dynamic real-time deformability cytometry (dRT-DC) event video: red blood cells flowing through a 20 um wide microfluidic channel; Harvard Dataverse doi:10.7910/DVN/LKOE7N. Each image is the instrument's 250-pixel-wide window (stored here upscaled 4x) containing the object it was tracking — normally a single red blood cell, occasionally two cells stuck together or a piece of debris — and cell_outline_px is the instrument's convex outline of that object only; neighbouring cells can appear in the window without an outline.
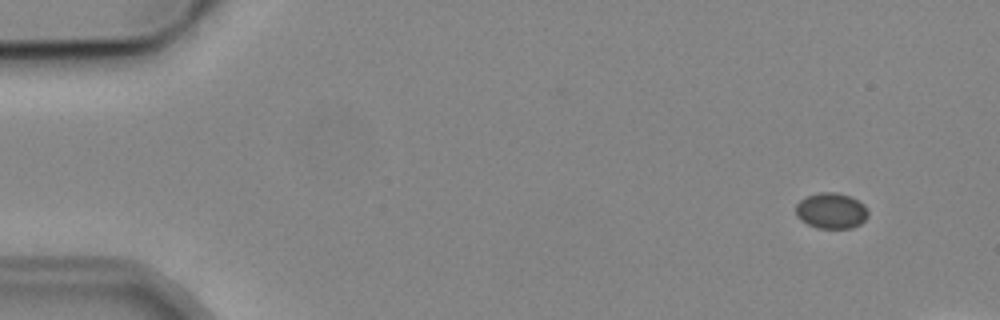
{"species": "common noctule bat (a hibernating species)", "species_latin": "Nyctalus noctula", "temperature_condition": "cold", "stored_images_in_passage": 8, "camera_frame_rate_fps": 3000, "um_per_image_px": 0.085, "animal": {"sex": "male", "body_mass_g": 19.2, "forearm_length_mm": 51.8}, "frame": {"image": 1, "passage_image": 2, "time_ms": 1.333, "image_size_px": [1000, 320], "cell_outline_px": [[868, 216], [860, 224], [852, 228], [816, 228], [808, 224], [796, 212], [796, 204], [804, 196], [820, 192], [836, 192], [848, 196], [864, 204], [868, 212]], "centroid_in_image_um": [70.67, 17.9], "position_along_channel_um": 14.3, "area_um2": 14.91}}
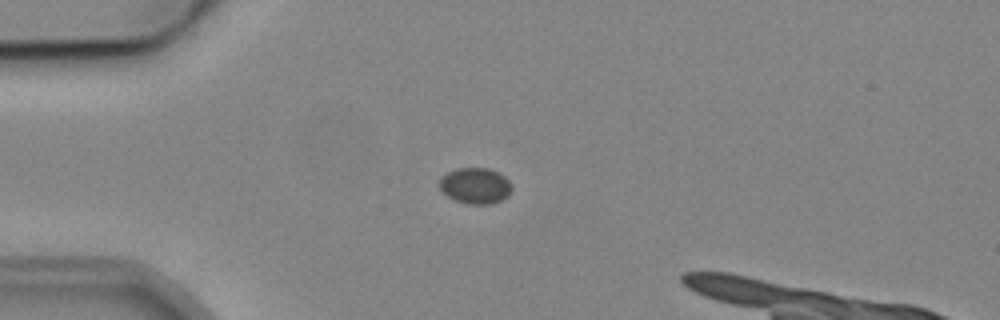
{"frame": {"image": 2, "passage_image": 5, "time_ms": 4.667, "image_size_px": [1000, 320], "cell_outline_px": [[512, 188], [508, 196], [492, 204], [468, 204], [456, 200], [440, 192], [440, 176], [456, 168], [488, 168], [504, 176], [512, 184]], "centroid_in_image_um": [40.39, 15.79], "position_along_channel_um": 44.6, "area_um2": 15.2}}